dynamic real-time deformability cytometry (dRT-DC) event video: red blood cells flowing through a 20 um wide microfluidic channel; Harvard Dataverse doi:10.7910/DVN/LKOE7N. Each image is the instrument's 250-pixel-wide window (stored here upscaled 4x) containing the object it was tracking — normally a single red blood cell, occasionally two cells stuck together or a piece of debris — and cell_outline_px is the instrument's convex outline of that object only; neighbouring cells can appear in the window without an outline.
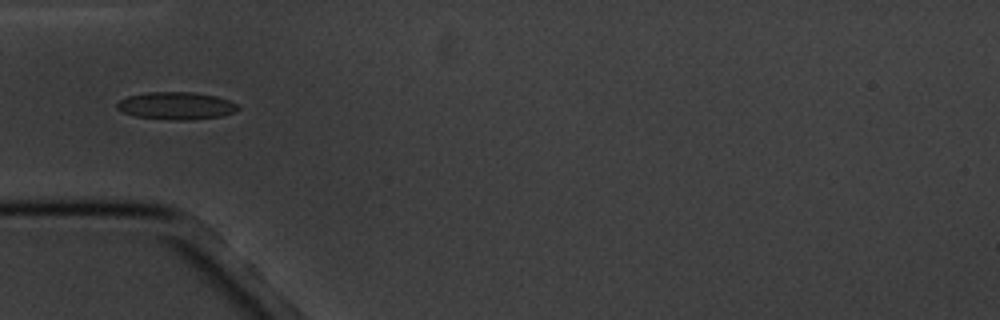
{"species": "common noctule bat (a hibernating species)", "species_latin": "Nyctalus noctula", "temperature_condition": "cold", "stored_images_in_passage": 5, "camera_frame_rate_fps": 3000, "um_per_image_px": 0.085, "animal": {"sex": "male", "body_mass_g": 20.1, "forearm_length_mm": 53.5}, "frame": {"image": 1, "passage_image": 5, "time_ms": 5.667, "image_size_px": [1000, 320], "cell_outline_px": [[240, 108], [236, 112], [220, 116], [188, 120], [172, 120], [136, 116], [124, 112], [116, 108], [116, 104], [120, 100], [128, 96], [148, 92], [192, 92], [216, 96], [228, 100], [236, 104]], "centroid_in_image_um": [14.98, 8.99], "position_along_channel_um": 70.0, "area_um2": 19.25}}